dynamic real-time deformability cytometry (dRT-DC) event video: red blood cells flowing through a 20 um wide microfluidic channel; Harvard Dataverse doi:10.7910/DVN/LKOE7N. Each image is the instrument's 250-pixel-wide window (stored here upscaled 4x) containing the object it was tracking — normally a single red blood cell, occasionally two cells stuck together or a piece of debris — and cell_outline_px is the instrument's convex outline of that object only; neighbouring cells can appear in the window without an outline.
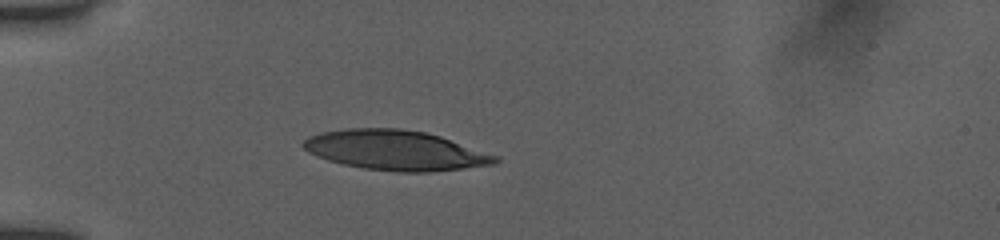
{"species": "human", "species_latin": "Homo sapiens", "temperature_condition": "room temperature", "stored_images_in_passage": 38, "camera_frame_rate_fps": 3000, "um_per_image_px": 0.085, "donor": {"sex": "female"}, "frame": {"image": 1, "passage_image": 1, "time_ms": 0.0, "image_size_px": [1000, 240], "cell_outline_px": [[500, 160], [496, 164], [464, 168], [428, 172], [396, 172], [364, 168], [344, 164], [328, 160], [316, 156], [308, 152], [300, 144], [308, 136], [320, 132], [348, 128], [400, 128], [424, 132], [440, 136], [500, 156]], "centroid_in_image_um": [33.62, 12.77], "position_along_channel_um": 51.4, "area_um2": 44.8}}
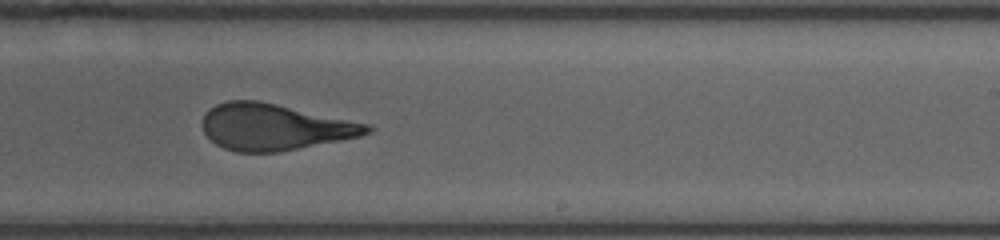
{"frame": {"image": 2, "passage_image": 19, "time_ms": 6.0, "image_size_px": [1000, 240], "cell_outline_px": [[376, 128], [372, 132], [360, 136], [280, 152], [236, 152], [224, 148], [216, 144], [204, 132], [200, 124], [204, 116], [216, 104], [228, 100], [256, 100], [276, 104], [372, 124]], "centroid_in_image_um": [23.36, 10.8], "position_along_channel_um": 265.6, "area_um2": 44.51}}
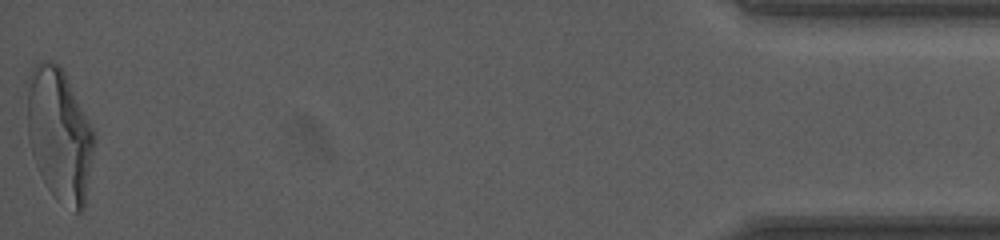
{"frame": {"image": 3, "passage_image": 38, "time_ms": 12.333, "image_size_px": [1000, 240], "cell_outline_px": [[96, 140], [84, 208], [80, 212], [76, 212], [56, 200], [52, 196], [40, 176], [28, 140], [28, 76], [32, 68], [40, 60], [52, 60], [60, 64], [96, 132]], "centroid_in_image_um": [5.08, 11.45], "position_along_channel_um": 430.1, "area_um2": 52.54}, "authors_computed_cell_mechanics": {"area_um2": 45.662, "velocity_mm_per_s": 3.9296, "shape_relaxation_time_tau1_ms": 7.4431, "shape_relaxation_time_tau2_ms": 1.3317, "deformation_change_tau1": 0.2886, "deformation_change_tau2": 0.1135}}